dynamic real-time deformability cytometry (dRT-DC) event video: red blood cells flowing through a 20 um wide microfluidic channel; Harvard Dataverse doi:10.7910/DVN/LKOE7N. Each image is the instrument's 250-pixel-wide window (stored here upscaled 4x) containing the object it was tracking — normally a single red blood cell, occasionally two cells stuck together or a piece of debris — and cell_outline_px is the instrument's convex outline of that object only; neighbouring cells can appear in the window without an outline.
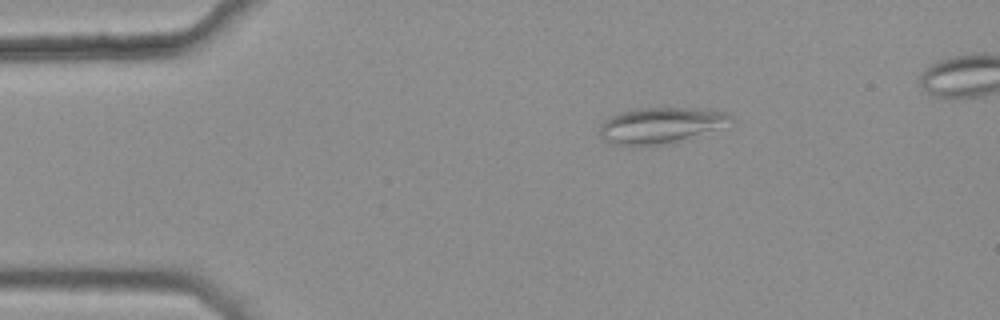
{"species": "common noctule bat (a hibernating species)", "species_latin": "Nyctalus noctula", "temperature_condition": "warm", "stored_images_in_passage": 39, "camera_frame_rate_fps": 3000, "um_per_image_px": 0.085, "animal": {"sex": "female", "body_mass_g": 25.1}, "frame": {"image": 1, "passage_image": 1, "time_ms": 0.0, "image_size_px": [1000, 320], "cell_outline_px": [[736, 120], [668, 144], [612, 144], [604, 140], [600, 136], [600, 124], [604, 120], [612, 116], [636, 108], [688, 108], [728, 112]], "centroid_in_image_um": [56.1, 10.63], "position_along_channel_um": 28.9, "area_um2": 26.47}}
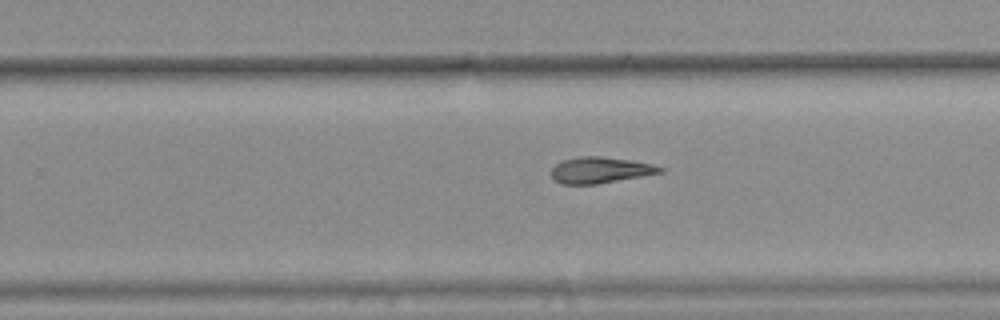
{"frame": {"image": 2, "passage_image": 25, "time_ms": 8.0, "image_size_px": [1000, 320], "cell_outline_px": [[664, 172], [596, 184], [560, 184], [552, 176], [552, 168], [556, 164], [564, 160], [580, 156], [600, 156], [632, 160], [652, 164], [664, 168]], "centroid_in_image_um": [51.03, 14.45], "position_along_channel_um": 278.8, "area_um2": 16.42}}
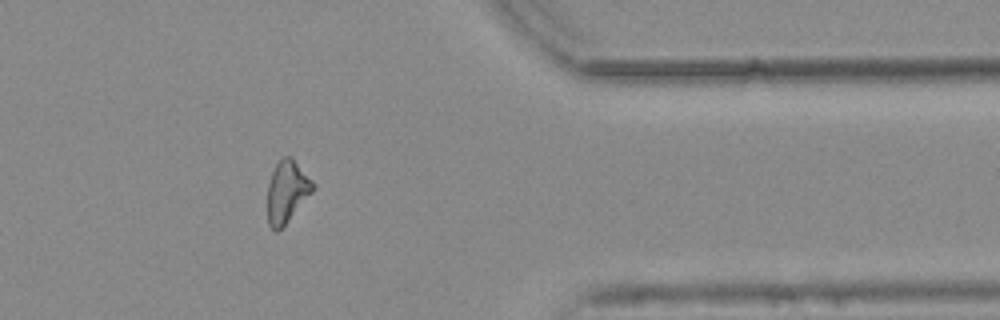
{"frame": {"image": 3, "passage_image": 35, "time_ms": 11.333, "image_size_px": [1000, 320], "cell_outline_px": [[316, 188], [284, 224], [276, 232], [268, 224], [268, 184], [272, 172], [276, 164], [284, 156], [292, 156], [316, 184]], "centroid_in_image_um": [24.41, 16.24], "position_along_channel_um": 387.0, "area_um2": 16.24}}